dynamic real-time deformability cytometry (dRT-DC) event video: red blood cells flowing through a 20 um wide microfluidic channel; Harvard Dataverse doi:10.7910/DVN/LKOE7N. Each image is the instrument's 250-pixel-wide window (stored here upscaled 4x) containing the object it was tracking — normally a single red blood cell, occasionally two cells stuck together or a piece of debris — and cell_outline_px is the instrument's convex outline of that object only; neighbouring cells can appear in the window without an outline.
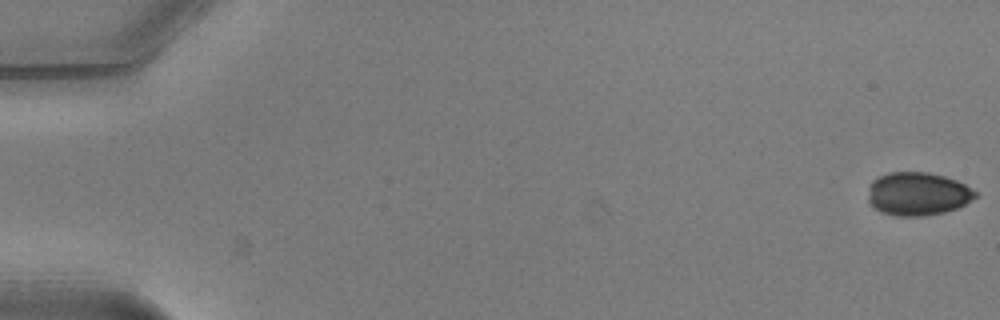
{"species": "common noctule bat (a hibernating species)", "species_latin": "Nyctalus noctula", "temperature_condition": "warm", "stored_images_in_passage": 14, "camera_frame_rate_fps": 3000, "um_per_image_px": 0.085, "animal": {"sex": "male", "body_mass_g": 20.5, "forearm_length_mm": 52.5}, "frame": {"image": 1, "passage_image": 1, "time_ms": 0.0, "image_size_px": [1000, 320], "cell_outline_px": [[976, 196], [964, 204], [956, 208], [944, 212], [924, 216], [896, 216], [880, 212], [868, 200], [868, 196], [872, 180], [888, 172], [928, 172], [944, 176], [956, 180], [964, 184], [976, 192]], "centroid_in_image_um": [77.99, 16.47], "position_along_channel_um": 7.0, "area_um2": 26.82}}
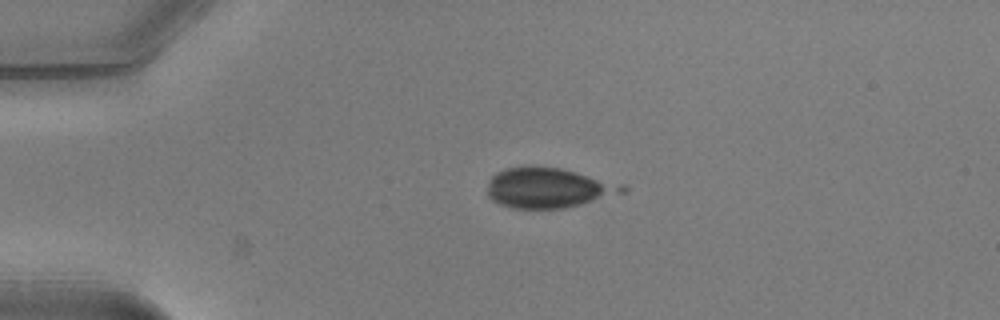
{"frame": {"image": 2, "passage_image": 13, "time_ms": 4.0, "image_size_px": [1000, 320], "cell_outline_px": [[628, 192], [564, 208], [512, 208], [500, 204], [492, 200], [488, 196], [488, 180], [496, 172], [504, 168], [560, 168], [624, 184], [628, 188]], "centroid_in_image_um": [46.63, 15.98], "position_along_channel_um": 38.4, "area_um2": 31.15}}